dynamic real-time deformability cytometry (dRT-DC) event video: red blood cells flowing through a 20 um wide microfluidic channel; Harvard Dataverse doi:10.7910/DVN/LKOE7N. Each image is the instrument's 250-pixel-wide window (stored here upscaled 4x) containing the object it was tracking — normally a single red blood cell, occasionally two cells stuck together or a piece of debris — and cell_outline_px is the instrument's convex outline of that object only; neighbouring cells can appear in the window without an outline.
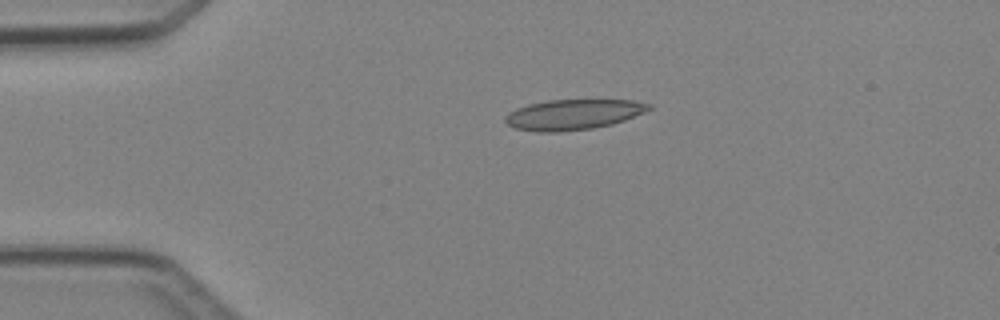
{"species": "Egyptian fruit bat (a non-hibernating species)", "species_latin": "Rousettus aegyptiacus", "temperature_condition": "cold", "stored_images_in_passage": 3, "camera_frame_rate_fps": 3000, "um_per_image_px": 0.085, "animal": {"sex": "female"}, "frame": {"image": 1, "passage_image": 3, "time_ms": 2.333, "image_size_px": [1000, 320], "cell_outline_px": [[652, 108], [644, 112], [624, 120], [612, 124], [592, 128], [560, 132], [536, 132], [516, 128], [508, 124], [504, 120], [504, 116], [528, 104], [548, 100], [632, 100], [652, 104]], "centroid_in_image_um": [48.74, 9.73], "position_along_channel_um": 36.3, "area_um2": 25.2}}